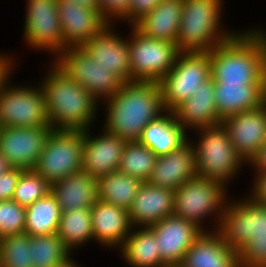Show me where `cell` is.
Returning <instances> with one entry per match:
<instances>
[{"label":"cell","mask_w":266,"mask_h":267,"mask_svg":"<svg viewBox=\"0 0 266 267\" xmlns=\"http://www.w3.org/2000/svg\"><path fill=\"white\" fill-rule=\"evenodd\" d=\"M165 112L159 82L130 81L100 103L99 126L127 142L138 141L144 128Z\"/></svg>","instance_id":"1"},{"label":"cell","mask_w":266,"mask_h":267,"mask_svg":"<svg viewBox=\"0 0 266 267\" xmlns=\"http://www.w3.org/2000/svg\"><path fill=\"white\" fill-rule=\"evenodd\" d=\"M46 61L37 81L45 94L52 128L85 131L97 127L100 103L52 60Z\"/></svg>","instance_id":"2"},{"label":"cell","mask_w":266,"mask_h":267,"mask_svg":"<svg viewBox=\"0 0 266 267\" xmlns=\"http://www.w3.org/2000/svg\"><path fill=\"white\" fill-rule=\"evenodd\" d=\"M241 191L232 192L216 232L238 251L240 267H266V204Z\"/></svg>","instance_id":"3"},{"label":"cell","mask_w":266,"mask_h":267,"mask_svg":"<svg viewBox=\"0 0 266 267\" xmlns=\"http://www.w3.org/2000/svg\"><path fill=\"white\" fill-rule=\"evenodd\" d=\"M214 83H266V26L240 29L210 51Z\"/></svg>","instance_id":"4"},{"label":"cell","mask_w":266,"mask_h":267,"mask_svg":"<svg viewBox=\"0 0 266 267\" xmlns=\"http://www.w3.org/2000/svg\"><path fill=\"white\" fill-rule=\"evenodd\" d=\"M225 4L226 0H183L176 42L180 51L210 52L240 30L224 21Z\"/></svg>","instance_id":"5"},{"label":"cell","mask_w":266,"mask_h":267,"mask_svg":"<svg viewBox=\"0 0 266 267\" xmlns=\"http://www.w3.org/2000/svg\"><path fill=\"white\" fill-rule=\"evenodd\" d=\"M189 140L196 152L198 177L219 181L231 189L241 175L245 176L248 165L237 154L222 123L190 132Z\"/></svg>","instance_id":"6"},{"label":"cell","mask_w":266,"mask_h":267,"mask_svg":"<svg viewBox=\"0 0 266 267\" xmlns=\"http://www.w3.org/2000/svg\"><path fill=\"white\" fill-rule=\"evenodd\" d=\"M231 194L219 181L196 177L175 190L173 215L196 223L204 231H216Z\"/></svg>","instance_id":"7"},{"label":"cell","mask_w":266,"mask_h":267,"mask_svg":"<svg viewBox=\"0 0 266 267\" xmlns=\"http://www.w3.org/2000/svg\"><path fill=\"white\" fill-rule=\"evenodd\" d=\"M27 82V83H26ZM15 82L14 76L0 92L1 127L51 126L45 94L36 79Z\"/></svg>","instance_id":"8"},{"label":"cell","mask_w":266,"mask_h":267,"mask_svg":"<svg viewBox=\"0 0 266 267\" xmlns=\"http://www.w3.org/2000/svg\"><path fill=\"white\" fill-rule=\"evenodd\" d=\"M57 0H24L22 42L27 49L53 60L64 50Z\"/></svg>","instance_id":"9"},{"label":"cell","mask_w":266,"mask_h":267,"mask_svg":"<svg viewBox=\"0 0 266 267\" xmlns=\"http://www.w3.org/2000/svg\"><path fill=\"white\" fill-rule=\"evenodd\" d=\"M127 30L132 81L159 82L181 52L177 44L145 36L134 25L127 26Z\"/></svg>","instance_id":"10"},{"label":"cell","mask_w":266,"mask_h":267,"mask_svg":"<svg viewBox=\"0 0 266 267\" xmlns=\"http://www.w3.org/2000/svg\"><path fill=\"white\" fill-rule=\"evenodd\" d=\"M84 131L56 130L48 135L34 170L51 185L81 171Z\"/></svg>","instance_id":"11"},{"label":"cell","mask_w":266,"mask_h":267,"mask_svg":"<svg viewBox=\"0 0 266 267\" xmlns=\"http://www.w3.org/2000/svg\"><path fill=\"white\" fill-rule=\"evenodd\" d=\"M210 78V52L181 51L173 68L159 81L165 110L172 111Z\"/></svg>","instance_id":"12"},{"label":"cell","mask_w":266,"mask_h":267,"mask_svg":"<svg viewBox=\"0 0 266 267\" xmlns=\"http://www.w3.org/2000/svg\"><path fill=\"white\" fill-rule=\"evenodd\" d=\"M52 61L99 103L114 96L123 85L109 69L95 64L83 47L66 48Z\"/></svg>","instance_id":"13"},{"label":"cell","mask_w":266,"mask_h":267,"mask_svg":"<svg viewBox=\"0 0 266 267\" xmlns=\"http://www.w3.org/2000/svg\"><path fill=\"white\" fill-rule=\"evenodd\" d=\"M124 30L121 24H108L82 46L95 64L109 69L122 83L132 81L129 33Z\"/></svg>","instance_id":"14"},{"label":"cell","mask_w":266,"mask_h":267,"mask_svg":"<svg viewBox=\"0 0 266 267\" xmlns=\"http://www.w3.org/2000/svg\"><path fill=\"white\" fill-rule=\"evenodd\" d=\"M52 126L1 127L0 154L10 168L34 169Z\"/></svg>","instance_id":"15"},{"label":"cell","mask_w":266,"mask_h":267,"mask_svg":"<svg viewBox=\"0 0 266 267\" xmlns=\"http://www.w3.org/2000/svg\"><path fill=\"white\" fill-rule=\"evenodd\" d=\"M126 143L99 125L85 130L81 171L98 179L118 170Z\"/></svg>","instance_id":"16"},{"label":"cell","mask_w":266,"mask_h":267,"mask_svg":"<svg viewBox=\"0 0 266 267\" xmlns=\"http://www.w3.org/2000/svg\"><path fill=\"white\" fill-rule=\"evenodd\" d=\"M237 154L248 165L266 141V102L222 120Z\"/></svg>","instance_id":"17"},{"label":"cell","mask_w":266,"mask_h":267,"mask_svg":"<svg viewBox=\"0 0 266 267\" xmlns=\"http://www.w3.org/2000/svg\"><path fill=\"white\" fill-rule=\"evenodd\" d=\"M148 228L155 234L160 257L166 267L180 266L187 250L204 233L196 223L175 215L165 217Z\"/></svg>","instance_id":"18"},{"label":"cell","mask_w":266,"mask_h":267,"mask_svg":"<svg viewBox=\"0 0 266 267\" xmlns=\"http://www.w3.org/2000/svg\"><path fill=\"white\" fill-rule=\"evenodd\" d=\"M56 7L64 50L69 47H82L108 25L100 10L81 6L72 0H57Z\"/></svg>","instance_id":"19"},{"label":"cell","mask_w":266,"mask_h":267,"mask_svg":"<svg viewBox=\"0 0 266 267\" xmlns=\"http://www.w3.org/2000/svg\"><path fill=\"white\" fill-rule=\"evenodd\" d=\"M90 213L94 245L115 253L133 229L128 211L98 199Z\"/></svg>","instance_id":"20"},{"label":"cell","mask_w":266,"mask_h":267,"mask_svg":"<svg viewBox=\"0 0 266 267\" xmlns=\"http://www.w3.org/2000/svg\"><path fill=\"white\" fill-rule=\"evenodd\" d=\"M198 177L196 152L188 139L177 149L157 157L147 182L152 185L177 190L183 183Z\"/></svg>","instance_id":"21"},{"label":"cell","mask_w":266,"mask_h":267,"mask_svg":"<svg viewBox=\"0 0 266 267\" xmlns=\"http://www.w3.org/2000/svg\"><path fill=\"white\" fill-rule=\"evenodd\" d=\"M174 197L175 190L143 182L128 210L133 227H150L172 216Z\"/></svg>","instance_id":"22"},{"label":"cell","mask_w":266,"mask_h":267,"mask_svg":"<svg viewBox=\"0 0 266 267\" xmlns=\"http://www.w3.org/2000/svg\"><path fill=\"white\" fill-rule=\"evenodd\" d=\"M178 124L190 133L194 130L221 124L214 97V80L208 79L190 98L172 110Z\"/></svg>","instance_id":"23"},{"label":"cell","mask_w":266,"mask_h":267,"mask_svg":"<svg viewBox=\"0 0 266 267\" xmlns=\"http://www.w3.org/2000/svg\"><path fill=\"white\" fill-rule=\"evenodd\" d=\"M216 109L221 120L256 109L266 102V83H214Z\"/></svg>","instance_id":"24"},{"label":"cell","mask_w":266,"mask_h":267,"mask_svg":"<svg viewBox=\"0 0 266 267\" xmlns=\"http://www.w3.org/2000/svg\"><path fill=\"white\" fill-rule=\"evenodd\" d=\"M180 267H240L239 255L216 231H204L187 250Z\"/></svg>","instance_id":"25"},{"label":"cell","mask_w":266,"mask_h":267,"mask_svg":"<svg viewBox=\"0 0 266 267\" xmlns=\"http://www.w3.org/2000/svg\"><path fill=\"white\" fill-rule=\"evenodd\" d=\"M61 212L91 208L98 201V180L86 172H77L51 185Z\"/></svg>","instance_id":"26"},{"label":"cell","mask_w":266,"mask_h":267,"mask_svg":"<svg viewBox=\"0 0 266 267\" xmlns=\"http://www.w3.org/2000/svg\"><path fill=\"white\" fill-rule=\"evenodd\" d=\"M183 0H162L134 26L145 36L176 43Z\"/></svg>","instance_id":"27"},{"label":"cell","mask_w":266,"mask_h":267,"mask_svg":"<svg viewBox=\"0 0 266 267\" xmlns=\"http://www.w3.org/2000/svg\"><path fill=\"white\" fill-rule=\"evenodd\" d=\"M115 253L125 267H166L155 234L148 227H133Z\"/></svg>","instance_id":"28"},{"label":"cell","mask_w":266,"mask_h":267,"mask_svg":"<svg viewBox=\"0 0 266 267\" xmlns=\"http://www.w3.org/2000/svg\"><path fill=\"white\" fill-rule=\"evenodd\" d=\"M188 139L189 133L178 124L173 112L166 111L144 128L138 142L159 157L177 149Z\"/></svg>","instance_id":"29"},{"label":"cell","mask_w":266,"mask_h":267,"mask_svg":"<svg viewBox=\"0 0 266 267\" xmlns=\"http://www.w3.org/2000/svg\"><path fill=\"white\" fill-rule=\"evenodd\" d=\"M57 235L72 254L82 252L90 245V248L95 247L91 244L94 241L90 208L61 212Z\"/></svg>","instance_id":"30"},{"label":"cell","mask_w":266,"mask_h":267,"mask_svg":"<svg viewBox=\"0 0 266 267\" xmlns=\"http://www.w3.org/2000/svg\"><path fill=\"white\" fill-rule=\"evenodd\" d=\"M98 198L117 207L131 208L132 203L143 183L134 176H129L119 170L105 174L98 179Z\"/></svg>","instance_id":"31"},{"label":"cell","mask_w":266,"mask_h":267,"mask_svg":"<svg viewBox=\"0 0 266 267\" xmlns=\"http://www.w3.org/2000/svg\"><path fill=\"white\" fill-rule=\"evenodd\" d=\"M25 211L24 233L29 236L57 234L61 210L52 192L25 207Z\"/></svg>","instance_id":"32"},{"label":"cell","mask_w":266,"mask_h":267,"mask_svg":"<svg viewBox=\"0 0 266 267\" xmlns=\"http://www.w3.org/2000/svg\"><path fill=\"white\" fill-rule=\"evenodd\" d=\"M157 157L149 147L138 141L127 142L118 170L145 182L151 175Z\"/></svg>","instance_id":"33"},{"label":"cell","mask_w":266,"mask_h":267,"mask_svg":"<svg viewBox=\"0 0 266 267\" xmlns=\"http://www.w3.org/2000/svg\"><path fill=\"white\" fill-rule=\"evenodd\" d=\"M31 267H54L72 253L57 234L29 236Z\"/></svg>","instance_id":"34"},{"label":"cell","mask_w":266,"mask_h":267,"mask_svg":"<svg viewBox=\"0 0 266 267\" xmlns=\"http://www.w3.org/2000/svg\"><path fill=\"white\" fill-rule=\"evenodd\" d=\"M51 192V184L34 169L22 170L12 200L27 207Z\"/></svg>","instance_id":"35"},{"label":"cell","mask_w":266,"mask_h":267,"mask_svg":"<svg viewBox=\"0 0 266 267\" xmlns=\"http://www.w3.org/2000/svg\"><path fill=\"white\" fill-rule=\"evenodd\" d=\"M29 235L26 233L0 238L1 267H31Z\"/></svg>","instance_id":"36"},{"label":"cell","mask_w":266,"mask_h":267,"mask_svg":"<svg viewBox=\"0 0 266 267\" xmlns=\"http://www.w3.org/2000/svg\"><path fill=\"white\" fill-rule=\"evenodd\" d=\"M25 218V207L12 199L0 201V238L24 233Z\"/></svg>","instance_id":"37"},{"label":"cell","mask_w":266,"mask_h":267,"mask_svg":"<svg viewBox=\"0 0 266 267\" xmlns=\"http://www.w3.org/2000/svg\"><path fill=\"white\" fill-rule=\"evenodd\" d=\"M130 0H99V10L108 24L129 26Z\"/></svg>","instance_id":"38"},{"label":"cell","mask_w":266,"mask_h":267,"mask_svg":"<svg viewBox=\"0 0 266 267\" xmlns=\"http://www.w3.org/2000/svg\"><path fill=\"white\" fill-rule=\"evenodd\" d=\"M0 92L5 86V84L13 77L17 76L16 71L20 70L19 65H21V60L19 55L21 56V53L18 54L16 51L11 52L9 51H3V49H0ZM17 56V57H16Z\"/></svg>","instance_id":"39"},{"label":"cell","mask_w":266,"mask_h":267,"mask_svg":"<svg viewBox=\"0 0 266 267\" xmlns=\"http://www.w3.org/2000/svg\"><path fill=\"white\" fill-rule=\"evenodd\" d=\"M250 176L246 193L256 202L266 204V171H251Z\"/></svg>","instance_id":"40"},{"label":"cell","mask_w":266,"mask_h":267,"mask_svg":"<svg viewBox=\"0 0 266 267\" xmlns=\"http://www.w3.org/2000/svg\"><path fill=\"white\" fill-rule=\"evenodd\" d=\"M21 172L22 169L9 168L0 175V201L12 199Z\"/></svg>","instance_id":"41"},{"label":"cell","mask_w":266,"mask_h":267,"mask_svg":"<svg viewBox=\"0 0 266 267\" xmlns=\"http://www.w3.org/2000/svg\"><path fill=\"white\" fill-rule=\"evenodd\" d=\"M162 0H130L129 26L134 25L145 14L151 12Z\"/></svg>","instance_id":"42"},{"label":"cell","mask_w":266,"mask_h":267,"mask_svg":"<svg viewBox=\"0 0 266 267\" xmlns=\"http://www.w3.org/2000/svg\"><path fill=\"white\" fill-rule=\"evenodd\" d=\"M249 169V170H248ZM247 170L252 171H266V141L260 148L258 154L248 164Z\"/></svg>","instance_id":"43"},{"label":"cell","mask_w":266,"mask_h":267,"mask_svg":"<svg viewBox=\"0 0 266 267\" xmlns=\"http://www.w3.org/2000/svg\"><path fill=\"white\" fill-rule=\"evenodd\" d=\"M77 258L75 254H71L69 257H67L63 262L58 263L54 267H83L81 265V262H78L79 260H75ZM76 261V262H75ZM80 263V264H79ZM85 267V266H84Z\"/></svg>","instance_id":"44"},{"label":"cell","mask_w":266,"mask_h":267,"mask_svg":"<svg viewBox=\"0 0 266 267\" xmlns=\"http://www.w3.org/2000/svg\"><path fill=\"white\" fill-rule=\"evenodd\" d=\"M72 1L87 8L99 10V0H72Z\"/></svg>","instance_id":"45"},{"label":"cell","mask_w":266,"mask_h":267,"mask_svg":"<svg viewBox=\"0 0 266 267\" xmlns=\"http://www.w3.org/2000/svg\"><path fill=\"white\" fill-rule=\"evenodd\" d=\"M7 161L0 154V175L9 169Z\"/></svg>","instance_id":"46"}]
</instances>
